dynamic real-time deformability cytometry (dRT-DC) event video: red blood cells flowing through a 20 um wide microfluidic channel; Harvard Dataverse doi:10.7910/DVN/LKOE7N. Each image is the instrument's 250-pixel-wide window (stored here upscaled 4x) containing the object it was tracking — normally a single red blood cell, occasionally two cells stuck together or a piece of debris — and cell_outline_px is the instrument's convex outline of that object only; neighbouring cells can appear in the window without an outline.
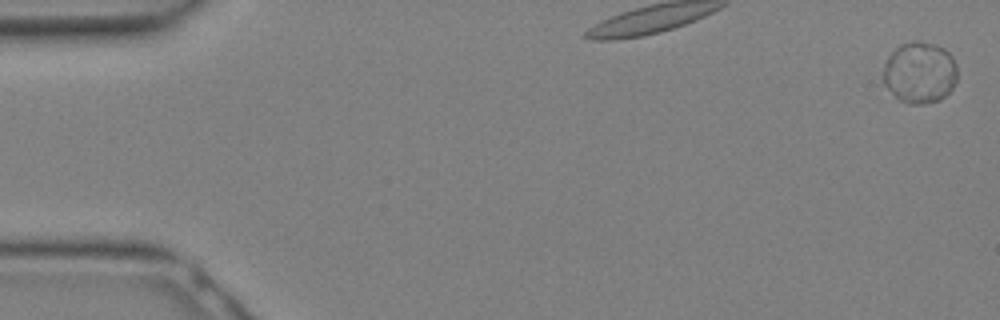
{"species": "Egyptian fruit bat (a non-hibernating species)", "species_latin": "Rousettus aegyptiacus", "temperature_condition": "warm", "stored_images_in_passage": 24, "camera_frame_rate_fps": 3000, "um_per_image_px": 0.085, "animal": {"sex": "female"}, "frame": {"image": 1, "passage_image": 1, "time_ms": 0.0, "image_size_px": [1000, 320], "cell_outline_px": [[956, 80], [952, 88], [940, 100], [920, 104], [908, 104], [900, 100], [884, 84], [884, 64], [888, 56], [900, 44], [912, 40], [920, 40], [944, 48], [952, 56], [956, 64]], "centroid_in_image_um": [78.17, 6.15], "position_along_channel_um": 6.8, "area_um2": 26.47}}
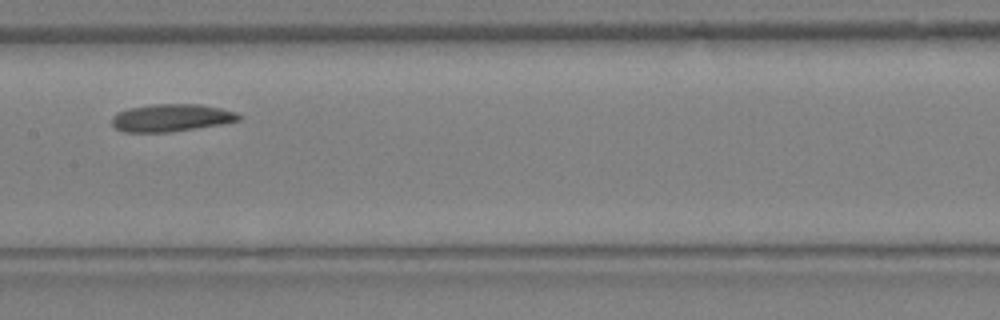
{"frame": {"image": 2, "passage_image": 11, "time_ms": 3.333, "image_size_px": [1000, 320], "cell_outline_px": [[240, 120], [220, 124], [172, 132], [124, 132], [116, 128], [112, 124], [112, 116], [116, 112], [128, 108], [152, 104], [200, 104], [220, 108], [236, 112], [240, 116]], "centroid_in_image_um": [14.52, 10.01], "position_along_channel_um": 192.9, "area_um2": 20.35}}
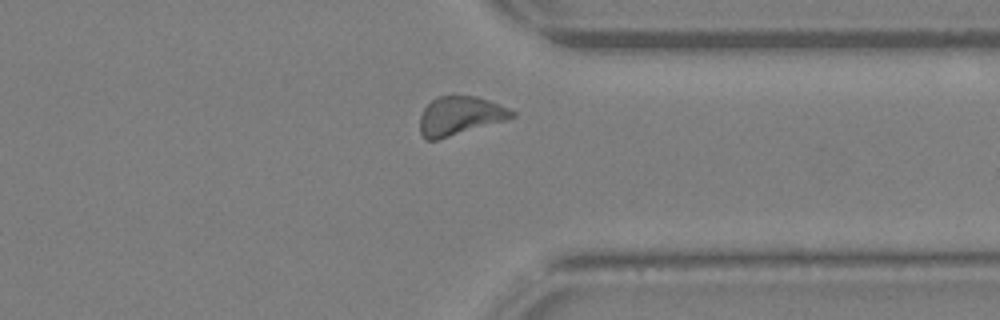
{"frame": {"image": 3, "passage_image": 19, "time_ms": 6.0, "image_size_px": [1000, 320], "cell_outline_px": [[516, 116], [508, 120], [436, 140], [424, 140], [420, 132], [420, 116], [424, 108], [436, 96], [476, 96], [500, 104], [516, 112]], "centroid_in_image_um": [39.11, 9.85], "position_along_channel_um": 372.3, "area_um2": 20.87}}